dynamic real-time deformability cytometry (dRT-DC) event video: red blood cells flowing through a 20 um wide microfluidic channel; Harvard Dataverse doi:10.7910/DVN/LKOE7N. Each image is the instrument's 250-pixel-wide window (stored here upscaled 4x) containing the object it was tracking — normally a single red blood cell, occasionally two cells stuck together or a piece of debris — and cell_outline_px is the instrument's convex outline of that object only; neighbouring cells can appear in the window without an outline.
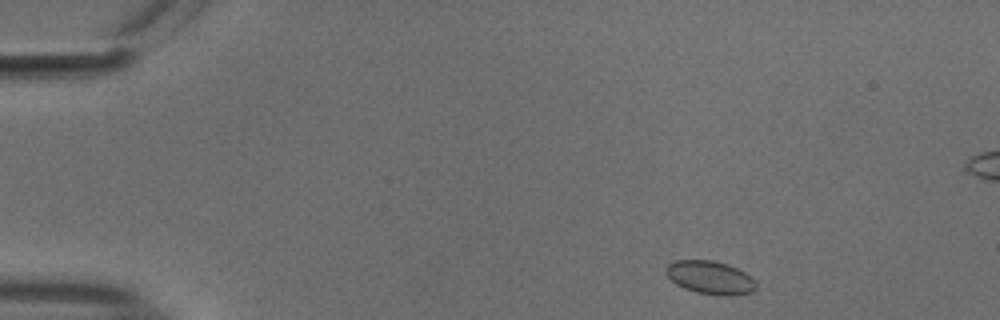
{"species": "common noctule bat (a hibernating species)", "species_latin": "Nyctalus noctula", "temperature_condition": "cold", "stored_images_in_passage": 49, "camera_frame_rate_fps": 3000, "um_per_image_px": 0.085, "animal": {"sex": "male", "body_mass_g": 18.8}, "frame": {"image": 1, "passage_image": 2, "time_ms": 0.333, "image_size_px": [1000, 320], "cell_outline_px": [[756, 288], [752, 292], [732, 296], [720, 296], [696, 292], [684, 288], [676, 284], [664, 272], [664, 268], [668, 264], [676, 260], [712, 260], [728, 264], [744, 272], [756, 284]], "centroid_in_image_um": [60.33, 23.59], "position_along_channel_um": 24.7, "area_um2": 17.46}}
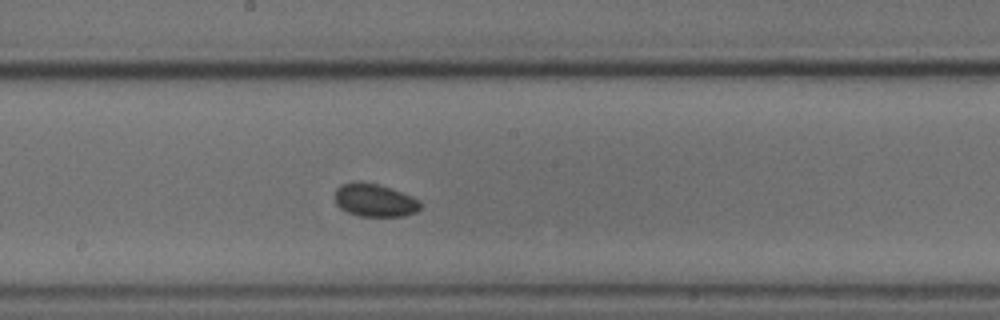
{"frame": {"image": 2, "passage_image": 24, "time_ms": 7.667, "image_size_px": [1000, 320], "cell_outline_px": [[420, 208], [416, 212], [404, 216], [360, 216], [348, 212], [340, 208], [336, 204], [336, 188], [340, 184], [352, 180], [360, 180], [380, 184], [392, 188], [412, 196], [420, 200]], "centroid_in_image_um": [31.83, 16.98], "position_along_channel_um": 216.4, "area_um2": 16.76}}
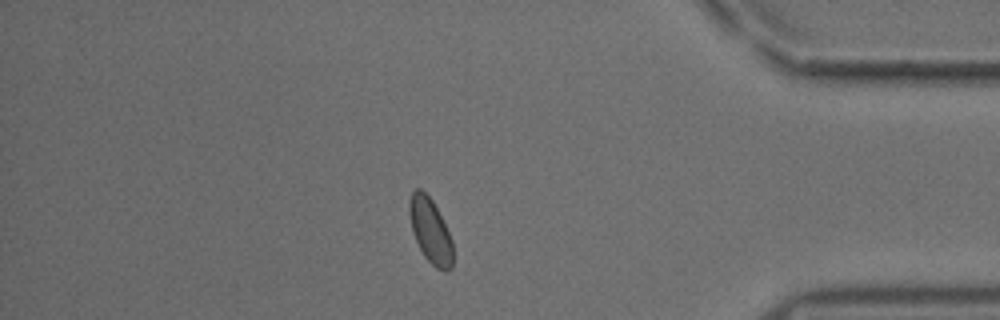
{"frame": {"image": 3, "passage_image": 41, "time_ms": 13.333, "image_size_px": [1000, 320], "cell_outline_px": [[452, 268], [436, 268], [424, 256], [412, 232], [408, 212], [408, 200], [412, 192], [416, 188], [420, 188], [432, 200], [452, 240]], "centroid_in_image_um": [36.53, 19.56], "position_along_channel_um": 398.7, "area_um2": 16.07}}